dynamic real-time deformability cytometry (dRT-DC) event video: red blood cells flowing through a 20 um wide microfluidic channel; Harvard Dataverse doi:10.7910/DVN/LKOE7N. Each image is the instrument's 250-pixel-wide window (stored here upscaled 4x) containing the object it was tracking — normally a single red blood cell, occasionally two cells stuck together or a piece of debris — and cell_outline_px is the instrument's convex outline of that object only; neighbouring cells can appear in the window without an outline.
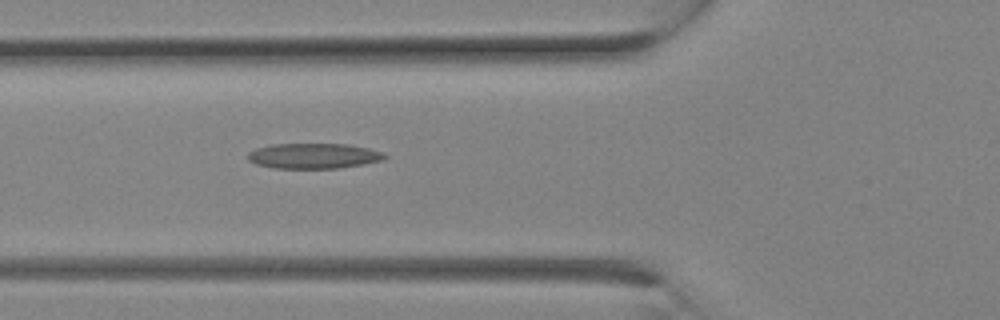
{"species": "Egyptian fruit bat (a non-hibernating species)", "species_latin": "Rousettus aegyptiacus", "temperature_condition": "room temperature", "stored_images_in_passage": 8, "camera_frame_rate_fps": 3000, "um_per_image_px": 0.085, "animal": {"sex": "female"}, "frame": {"image": 1, "passage_image": 8, "time_ms": 2.333, "image_size_px": [1000, 320], "cell_outline_px": [[388, 156], [384, 160], [364, 164], [340, 168], [272, 168], [256, 164], [248, 160], [248, 152], [256, 148], [272, 144], [348, 144], [368, 148], [384, 152]], "centroid_in_image_um": [26.68, 13.25], "position_along_channel_um": 99.1, "area_um2": 20.35}}